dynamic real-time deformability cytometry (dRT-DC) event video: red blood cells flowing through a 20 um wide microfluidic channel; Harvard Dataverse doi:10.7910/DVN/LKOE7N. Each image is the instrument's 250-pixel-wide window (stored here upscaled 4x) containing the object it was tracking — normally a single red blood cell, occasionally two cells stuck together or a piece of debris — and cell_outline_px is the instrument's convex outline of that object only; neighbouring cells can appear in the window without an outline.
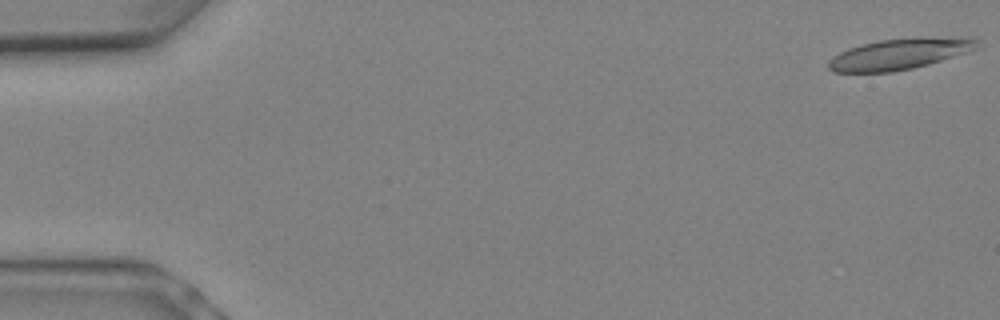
{"species": "Egyptian fruit bat (a non-hibernating species)", "species_latin": "Rousettus aegyptiacus", "temperature_condition": "warm", "stored_images_in_passage": 7, "camera_frame_rate_fps": 3000, "um_per_image_px": 0.085, "animal": {"sex": "female"}, "frame": {"image": 1, "passage_image": 1, "time_ms": 0.0, "image_size_px": [1000, 320], "cell_outline_px": [[980, 48], [968, 52], [928, 64], [912, 68], [892, 72], [832, 72], [828, 68], [828, 60], [832, 56], [848, 48], [860, 44], [880, 40], [960, 36], [972, 36], [976, 40]], "centroid_in_image_um": [76.48, 4.58], "position_along_channel_um": 8.5, "area_um2": 26.88}}
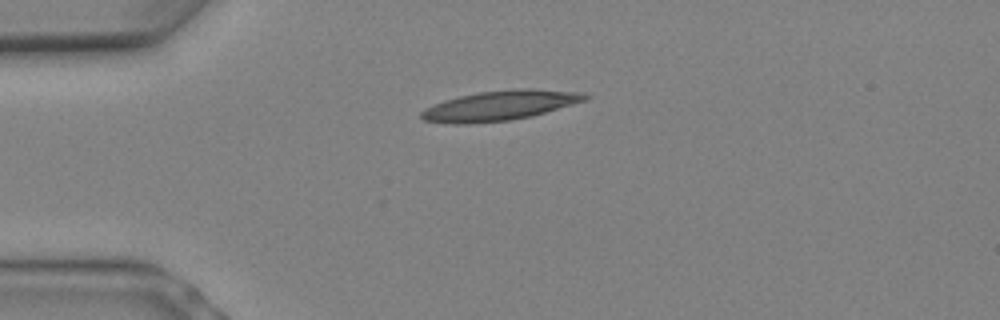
{"frame": {"image": 2, "passage_image": 6, "time_ms": 1.667, "image_size_px": [1000, 320], "cell_outline_px": [[592, 96], [588, 100], [532, 116], [508, 120], [468, 124], [452, 124], [424, 120], [420, 116], [420, 112], [424, 108], [444, 100], [460, 96], [480, 92], [516, 88], [532, 88], [584, 92]], "centroid_in_image_um": [42.54, 8.96], "position_along_channel_um": 42.5, "area_um2": 28.73}}